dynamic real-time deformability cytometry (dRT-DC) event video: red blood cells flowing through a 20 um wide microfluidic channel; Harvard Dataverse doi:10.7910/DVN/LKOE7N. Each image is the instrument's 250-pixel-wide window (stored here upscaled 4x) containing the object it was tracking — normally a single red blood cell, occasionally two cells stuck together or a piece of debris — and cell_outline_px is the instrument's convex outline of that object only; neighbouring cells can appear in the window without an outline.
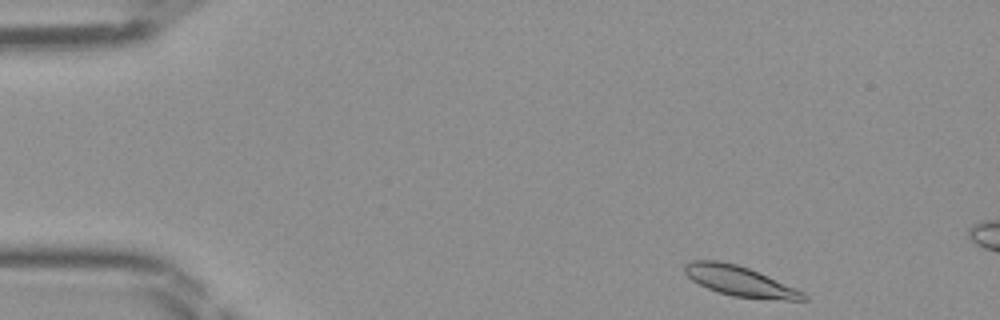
{"species": "Egyptian fruit bat (a non-hibernating species)", "species_latin": "Rousettus aegyptiacus", "temperature_condition": "room temperature", "stored_images_in_passage": 8, "camera_frame_rate_fps": 3000, "um_per_image_px": 0.085, "frame": {"image": 1, "passage_image": 1, "time_ms": 0.0, "image_size_px": [1000, 320], "cell_outline_px": [[808, 300], [784, 300], [732, 296], [708, 288], [692, 280], [684, 272], [684, 264], [692, 260], [720, 260], [736, 264], [748, 268], [804, 292], [808, 296]], "centroid_in_image_um": [62.87, 23.89], "position_along_channel_um": 22.1, "area_um2": 20.52}}